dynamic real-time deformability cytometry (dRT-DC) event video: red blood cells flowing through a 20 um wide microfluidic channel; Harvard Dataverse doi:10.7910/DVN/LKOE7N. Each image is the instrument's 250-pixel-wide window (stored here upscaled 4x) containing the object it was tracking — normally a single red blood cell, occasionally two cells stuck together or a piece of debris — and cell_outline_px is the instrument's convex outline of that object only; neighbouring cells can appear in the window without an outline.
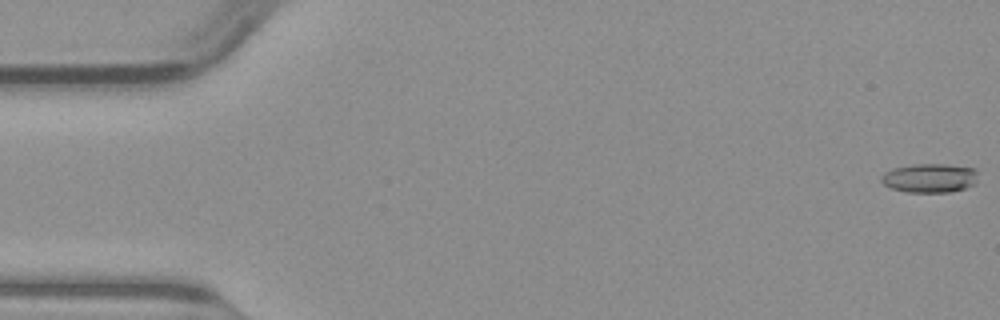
{"species": "common noctule bat (a hibernating species)", "species_latin": "Nyctalus noctula", "temperature_condition": "warm", "stored_images_in_passage": 51, "camera_frame_rate_fps": 3000, "um_per_image_px": 0.085, "animal": {"sex": "male", "body_mass_g": 23.1, "forearm_length_mm": 52.7}, "frame": {"image": 1, "passage_image": 1, "time_ms": 0.0, "image_size_px": [1000, 320], "cell_outline_px": [[976, 180], [972, 184], [964, 188], [952, 192], [908, 192], [892, 188], [884, 184], [880, 180], [880, 176], [884, 172], [892, 168], [912, 164], [948, 164], [976, 168]], "centroid_in_image_um": [78.99, 15.12], "position_along_channel_um": 6.0, "area_um2": 16.42}}
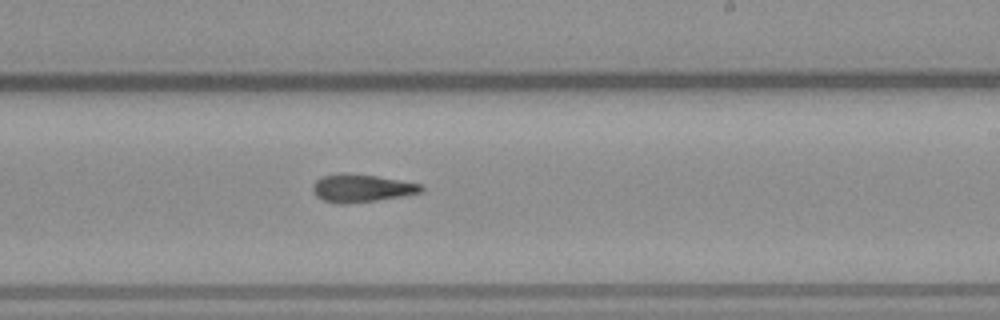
{"frame": {"image": 2, "passage_image": 30, "time_ms": 9.667, "image_size_px": [1000, 320], "cell_outline_px": [[424, 192], [404, 196], [376, 200], [344, 204], [340, 204], [324, 200], [316, 196], [312, 192], [312, 184], [316, 180], [324, 176], [344, 172], [348, 172], [376, 176], [420, 184], [424, 188]], "centroid_in_image_um": [30.72, 15.99], "position_along_channel_um": 258.3, "area_um2": 17.63}}
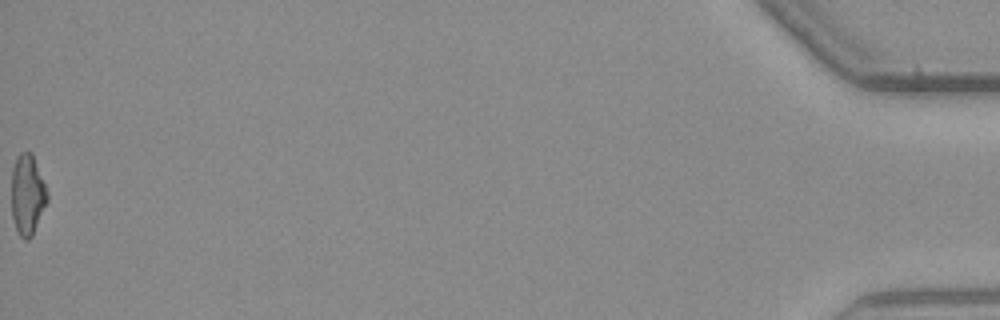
{"frame": {"image": 3, "passage_image": 51, "time_ms": 16.667, "image_size_px": [1000, 320], "cell_outline_px": [[48, 200], [32, 236], [28, 240], [24, 240], [20, 236], [16, 228], [12, 216], [12, 168], [16, 156], [20, 152], [32, 152], [48, 192]], "centroid_in_image_um": [2.33, 16.53], "position_along_channel_um": 432.9, "area_um2": 16.82}}